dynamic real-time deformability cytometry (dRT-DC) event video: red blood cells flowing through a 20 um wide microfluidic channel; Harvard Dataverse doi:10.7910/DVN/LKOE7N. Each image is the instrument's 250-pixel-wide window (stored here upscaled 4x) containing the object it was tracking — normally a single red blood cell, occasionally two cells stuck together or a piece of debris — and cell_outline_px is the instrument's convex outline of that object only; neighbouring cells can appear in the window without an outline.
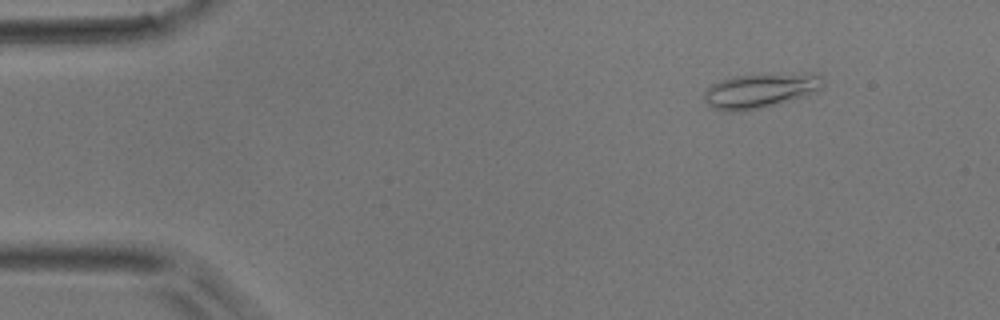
{"species": "common noctule bat (a hibernating species)", "species_latin": "Nyctalus noctula", "temperature_condition": "room temperature", "stored_images_in_passage": 47, "camera_frame_rate_fps": 3000, "um_per_image_px": 0.085, "animal": {"sex": "male", "body_mass_g": 17.9}, "frame": {"image": 1, "passage_image": 3, "time_ms": 0.667, "image_size_px": [1000, 320], "cell_outline_px": [[824, 84], [816, 92], [808, 96], [760, 108], [740, 112], [728, 112], [712, 108], [704, 100], [704, 92], [712, 84], [720, 80], [732, 76], [804, 72], [820, 72]], "centroid_in_image_um": [64.68, 7.69], "position_along_channel_um": 20.3, "area_um2": 24.57}}
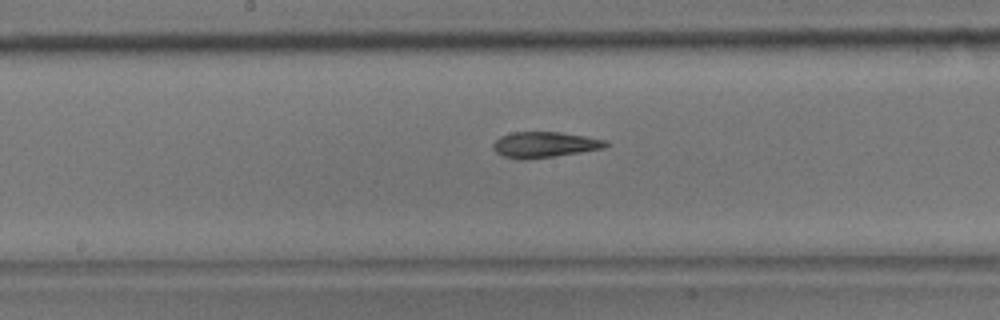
{"frame": {"image": 2, "passage_image": 23, "time_ms": 7.333, "image_size_px": [1000, 320], "cell_outline_px": [[608, 144], [604, 148], [580, 152], [524, 160], [520, 160], [504, 156], [496, 152], [492, 148], [492, 144], [500, 136], [512, 132], [560, 132], [608, 140]], "centroid_in_image_um": [46.26, 12.29], "position_along_channel_um": 201.9, "area_um2": 16.82}}
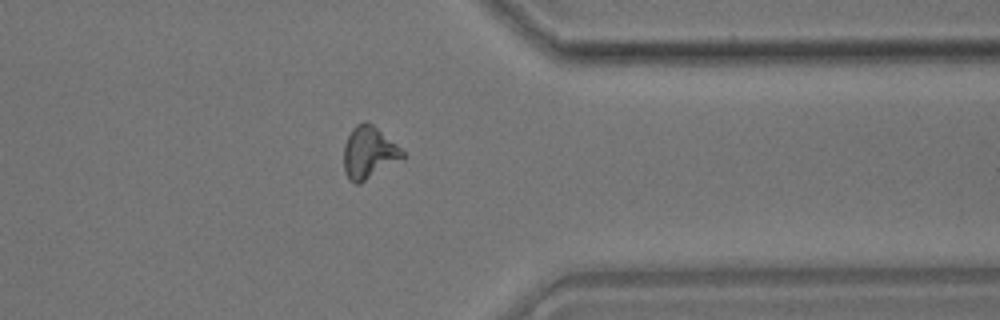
{"frame": {"image": 3, "passage_image": 37, "time_ms": 12.0, "image_size_px": [1000, 320], "cell_outline_px": [[404, 160], [360, 184], [356, 184], [348, 180], [344, 172], [344, 144], [352, 128], [356, 124], [364, 120], [372, 124], [396, 144], [404, 152]], "centroid_in_image_um": [31.36, 13.01], "position_along_channel_um": 380.0, "area_um2": 18.21}}